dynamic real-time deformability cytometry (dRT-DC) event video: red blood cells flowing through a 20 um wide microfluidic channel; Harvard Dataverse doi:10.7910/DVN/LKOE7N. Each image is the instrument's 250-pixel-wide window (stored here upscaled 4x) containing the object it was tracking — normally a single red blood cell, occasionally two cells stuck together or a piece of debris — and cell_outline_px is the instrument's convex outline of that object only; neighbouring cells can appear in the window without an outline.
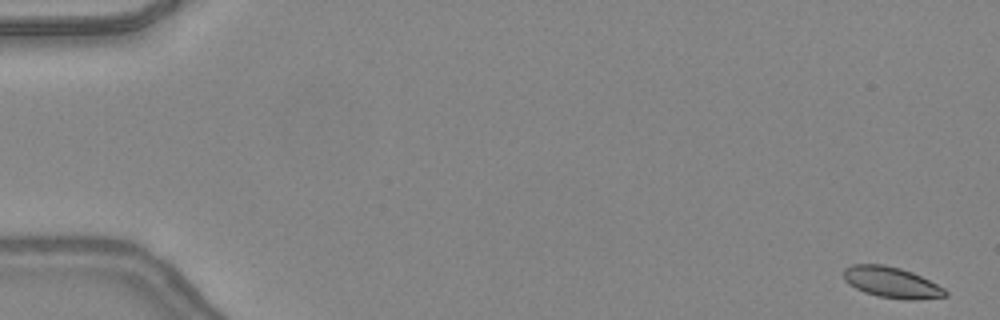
{"species": "common noctule bat (a hibernating species)", "species_latin": "Nyctalus noctula", "temperature_condition": "warm", "stored_images_in_passage": 49, "segment_of_instrument_passage": [1, 2], "camera_frame_rate_fps": 3000, "um_per_image_px": 0.085, "animal": {"sex": "female", "body_mass_g": 24.6, "forearm_length_mm": 56.2}, "frame": {"image": 1, "passage_image": 1, "time_ms": 0.0, "image_size_px": [1000, 320], "cell_outline_px": [[948, 296], [916, 300], [904, 300], [880, 296], [864, 292], [848, 284], [844, 280], [844, 268], [852, 264], [884, 264], [900, 268], [912, 272], [944, 288], [948, 292]], "centroid_in_image_um": [75.78, 24.0], "position_along_channel_um": 9.2, "area_um2": 18.32}}
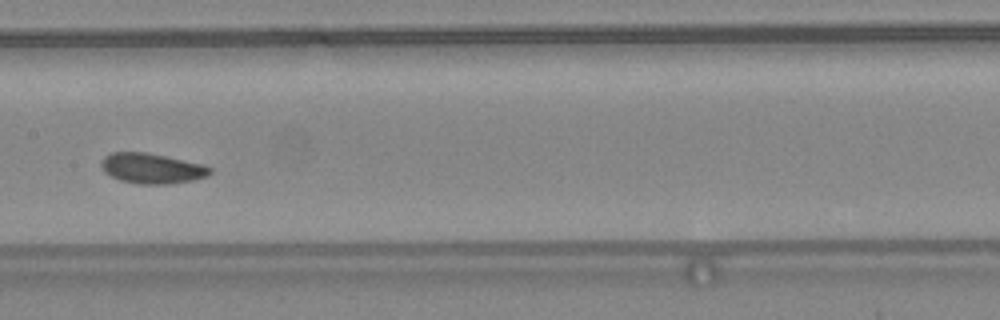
{"frame": {"image": 2, "passage_image": 25, "time_ms": 8.0, "image_size_px": [1000, 320], "cell_outline_px": [[212, 172], [208, 176], [192, 180], [168, 184], [140, 184], [120, 180], [104, 172], [100, 164], [100, 160], [104, 156], [112, 152], [144, 152], [204, 164], [212, 168]], "centroid_in_image_um": [12.9, 14.31], "position_along_channel_um": 194.5, "area_um2": 19.19}}
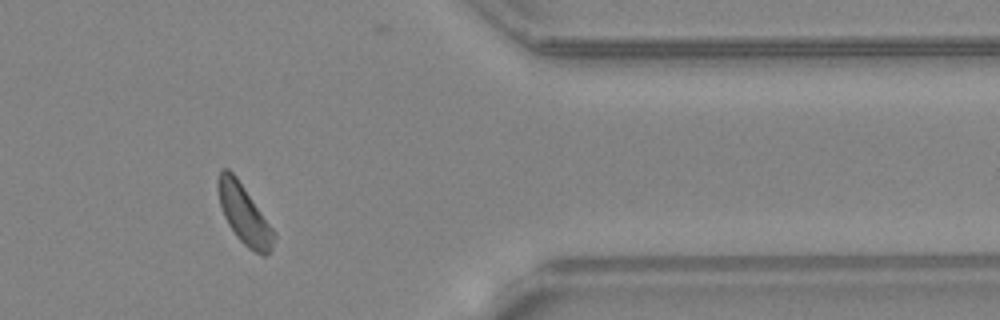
{"frame": {"image": 3, "passage_image": 40, "time_ms": 13.0, "image_size_px": [1000, 320], "cell_outline_px": [[276, 236], [272, 248], [264, 256], [248, 248], [236, 236], [228, 224], [224, 216], [220, 204], [216, 188], [216, 180], [220, 168], [228, 168], [236, 176], [276, 232]], "centroid_in_image_um": [20.73, 18.18], "position_along_channel_um": 390.7, "area_um2": 19.42}}